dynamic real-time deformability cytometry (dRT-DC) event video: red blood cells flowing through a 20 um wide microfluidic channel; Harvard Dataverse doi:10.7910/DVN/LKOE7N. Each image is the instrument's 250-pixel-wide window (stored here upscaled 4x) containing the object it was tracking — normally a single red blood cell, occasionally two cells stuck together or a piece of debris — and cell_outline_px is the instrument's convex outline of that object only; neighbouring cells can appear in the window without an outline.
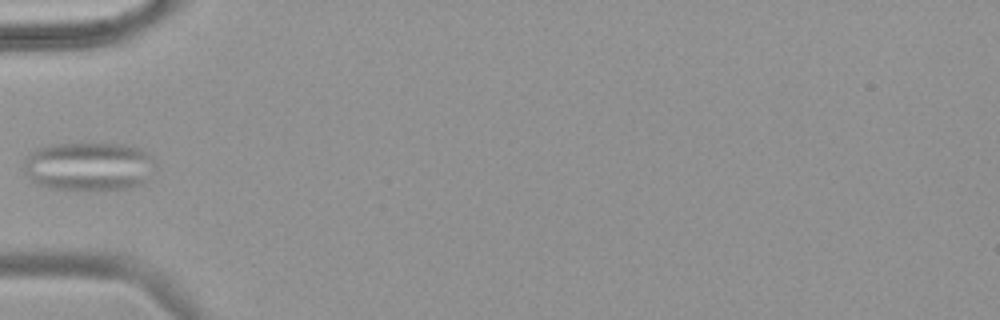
{"species": "common noctule bat (a hibernating species)", "species_latin": "Nyctalus noctula", "temperature_condition": "warm", "stored_images_in_passage": 23, "camera_frame_rate_fps": 3000, "um_per_image_px": 0.085, "animal": {"sex": "female", "body_mass_g": 18.4}, "frame": {"image": 1, "passage_image": 1, "time_ms": 0.0, "image_size_px": [1000, 320], "cell_outline_px": [[148, 160], [144, 184], [124, 188], [92, 192], [48, 188], [32, 180], [24, 172], [24, 160], [28, 152], [36, 148], [52, 144], [80, 140], [124, 144], [140, 148], [144, 152]], "centroid_in_image_um": [7.38, 14.11], "position_along_channel_um": 77.6, "area_um2": 37.97}}